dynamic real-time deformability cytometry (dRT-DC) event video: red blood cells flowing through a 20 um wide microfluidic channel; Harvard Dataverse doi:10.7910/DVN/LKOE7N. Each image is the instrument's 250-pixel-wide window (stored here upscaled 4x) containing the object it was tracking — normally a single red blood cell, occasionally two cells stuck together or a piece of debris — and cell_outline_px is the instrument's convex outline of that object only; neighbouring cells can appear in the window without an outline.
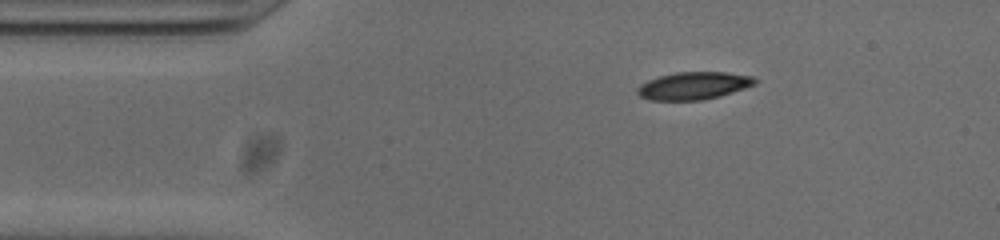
{"species": "common noctule bat (a hibernating species)", "species_latin": "Nyctalus noctula", "temperature_condition": "cold", "stored_images_in_passage": 46, "camera_frame_rate_fps": 3000, "um_per_image_px": 0.085, "animal": {"sex": "male", "body_mass_g": 20.0, "forearm_length_mm": 53.3}, "frame": {"image": 1, "passage_image": 2, "time_ms": 0.333, "image_size_px": [1000, 240], "cell_outline_px": [[756, 84], [720, 96], [704, 100], [648, 100], [640, 96], [636, 92], [636, 88], [640, 84], [648, 80], [660, 76], [676, 72], [724, 72], [752, 76], [756, 80]], "centroid_in_image_um": [58.92, 7.29], "position_along_channel_um": 26.1, "area_um2": 18.84}}
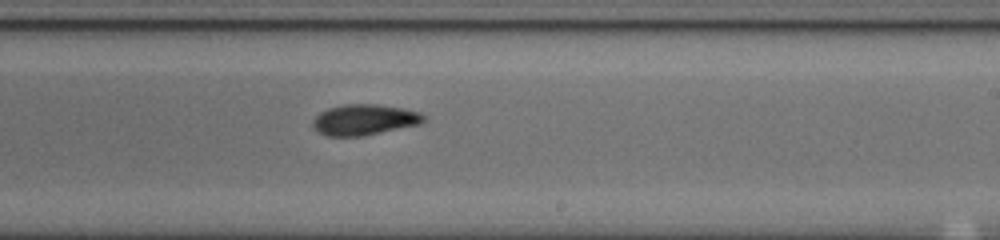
{"frame": {"image": 2, "passage_image": 24, "time_ms": 7.667, "image_size_px": [1000, 240], "cell_outline_px": [[424, 120], [420, 124], [364, 136], [324, 136], [312, 128], [312, 120], [320, 112], [328, 108], [344, 104], [376, 104], [404, 108], [420, 112], [424, 116]], "centroid_in_image_um": [30.93, 10.18], "position_along_channel_um": 258.1, "area_um2": 20.06}}
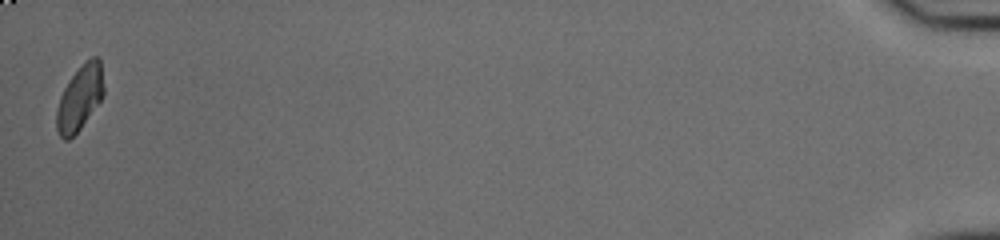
{"frame": {"image": 3, "passage_image": 46, "time_ms": 15.0, "image_size_px": [1000, 240], "cell_outline_px": [[104, 92], [100, 100], [80, 128], [68, 140], [64, 140], [60, 136], [56, 128], [56, 112], [60, 96], [68, 80], [92, 56], [96, 56], [100, 60], [104, 88]], "centroid_in_image_um": [6.76, 8.34], "position_along_channel_um": 428.4, "area_um2": 17.4}, "authors_computed_cell_mechanics": {"area_um2": 19.3052, "velocity_mm_per_s": 3.7945, "shape_relaxation_time_tau1_ms": 4.1032, "shape_relaxation_time_tau2_ms": 7.0413, "deformation_change_tau1": 0.1493, "deformation_change_tau2": 0.1014}}